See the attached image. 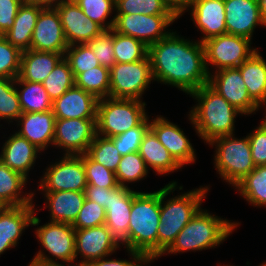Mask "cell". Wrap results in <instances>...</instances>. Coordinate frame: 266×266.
<instances>
[{"label": "cell", "instance_id": "58", "mask_svg": "<svg viewBox=\"0 0 266 266\" xmlns=\"http://www.w3.org/2000/svg\"><path fill=\"white\" fill-rule=\"evenodd\" d=\"M258 266H266V262H263L262 264H260Z\"/></svg>", "mask_w": 266, "mask_h": 266}, {"label": "cell", "instance_id": "4", "mask_svg": "<svg viewBox=\"0 0 266 266\" xmlns=\"http://www.w3.org/2000/svg\"><path fill=\"white\" fill-rule=\"evenodd\" d=\"M238 225L239 222L218 217L201 208L162 255L215 248L227 240Z\"/></svg>", "mask_w": 266, "mask_h": 266}, {"label": "cell", "instance_id": "45", "mask_svg": "<svg viewBox=\"0 0 266 266\" xmlns=\"http://www.w3.org/2000/svg\"><path fill=\"white\" fill-rule=\"evenodd\" d=\"M87 184L103 188H116L118 185L115 173L100 163L93 161L86 153L83 154Z\"/></svg>", "mask_w": 266, "mask_h": 266}, {"label": "cell", "instance_id": "27", "mask_svg": "<svg viewBox=\"0 0 266 266\" xmlns=\"http://www.w3.org/2000/svg\"><path fill=\"white\" fill-rule=\"evenodd\" d=\"M45 207L50 211V222L72 224L81 210L85 198L84 192L56 191L44 192ZM48 204V206H47Z\"/></svg>", "mask_w": 266, "mask_h": 266}, {"label": "cell", "instance_id": "43", "mask_svg": "<svg viewBox=\"0 0 266 266\" xmlns=\"http://www.w3.org/2000/svg\"><path fill=\"white\" fill-rule=\"evenodd\" d=\"M21 54L22 51L0 35V78L16 79L19 76Z\"/></svg>", "mask_w": 266, "mask_h": 266}, {"label": "cell", "instance_id": "33", "mask_svg": "<svg viewBox=\"0 0 266 266\" xmlns=\"http://www.w3.org/2000/svg\"><path fill=\"white\" fill-rule=\"evenodd\" d=\"M234 188L252 206H266V165L256 166Z\"/></svg>", "mask_w": 266, "mask_h": 266}, {"label": "cell", "instance_id": "8", "mask_svg": "<svg viewBox=\"0 0 266 266\" xmlns=\"http://www.w3.org/2000/svg\"><path fill=\"white\" fill-rule=\"evenodd\" d=\"M35 214L36 212L32 218L31 226H37L35 234L45 251L42 249L38 251L32 260L43 264H73L76 260V254L75 229L72 225L69 223L48 222L38 227L41 220ZM46 251L52 256L46 254ZM58 260H61L62 263H59Z\"/></svg>", "mask_w": 266, "mask_h": 266}, {"label": "cell", "instance_id": "54", "mask_svg": "<svg viewBox=\"0 0 266 266\" xmlns=\"http://www.w3.org/2000/svg\"><path fill=\"white\" fill-rule=\"evenodd\" d=\"M257 2H258L261 18H262L264 28H265L266 27V0H257Z\"/></svg>", "mask_w": 266, "mask_h": 266}, {"label": "cell", "instance_id": "22", "mask_svg": "<svg viewBox=\"0 0 266 266\" xmlns=\"http://www.w3.org/2000/svg\"><path fill=\"white\" fill-rule=\"evenodd\" d=\"M24 206L0 207V255L19 244L24 230L31 225L36 208Z\"/></svg>", "mask_w": 266, "mask_h": 266}, {"label": "cell", "instance_id": "50", "mask_svg": "<svg viewBox=\"0 0 266 266\" xmlns=\"http://www.w3.org/2000/svg\"><path fill=\"white\" fill-rule=\"evenodd\" d=\"M127 252L133 260L108 259L107 256V258L102 257L92 260L84 266H141L143 261L147 258L143 253L135 250L127 249Z\"/></svg>", "mask_w": 266, "mask_h": 266}, {"label": "cell", "instance_id": "55", "mask_svg": "<svg viewBox=\"0 0 266 266\" xmlns=\"http://www.w3.org/2000/svg\"><path fill=\"white\" fill-rule=\"evenodd\" d=\"M28 266H65L64 264H43L34 260H31ZM68 266H74V265H68ZM75 266H84L80 264H76Z\"/></svg>", "mask_w": 266, "mask_h": 266}, {"label": "cell", "instance_id": "29", "mask_svg": "<svg viewBox=\"0 0 266 266\" xmlns=\"http://www.w3.org/2000/svg\"><path fill=\"white\" fill-rule=\"evenodd\" d=\"M64 57L61 53L40 52L29 49L22 52L19 78L42 83Z\"/></svg>", "mask_w": 266, "mask_h": 266}, {"label": "cell", "instance_id": "14", "mask_svg": "<svg viewBox=\"0 0 266 266\" xmlns=\"http://www.w3.org/2000/svg\"><path fill=\"white\" fill-rule=\"evenodd\" d=\"M208 85L242 115L254 114L260 106L250 97L238 68H225L209 74Z\"/></svg>", "mask_w": 266, "mask_h": 266}, {"label": "cell", "instance_id": "38", "mask_svg": "<svg viewBox=\"0 0 266 266\" xmlns=\"http://www.w3.org/2000/svg\"><path fill=\"white\" fill-rule=\"evenodd\" d=\"M86 154L95 162L100 163L112 172H116L122 156L116 149L114 142L107 137L95 135Z\"/></svg>", "mask_w": 266, "mask_h": 266}, {"label": "cell", "instance_id": "52", "mask_svg": "<svg viewBox=\"0 0 266 266\" xmlns=\"http://www.w3.org/2000/svg\"><path fill=\"white\" fill-rule=\"evenodd\" d=\"M167 5L180 16L189 6L191 0H164Z\"/></svg>", "mask_w": 266, "mask_h": 266}, {"label": "cell", "instance_id": "57", "mask_svg": "<svg viewBox=\"0 0 266 266\" xmlns=\"http://www.w3.org/2000/svg\"><path fill=\"white\" fill-rule=\"evenodd\" d=\"M266 112V111H265ZM266 115V114H265ZM264 124H265V126H266V116L264 117V119H263V121H262Z\"/></svg>", "mask_w": 266, "mask_h": 266}, {"label": "cell", "instance_id": "13", "mask_svg": "<svg viewBox=\"0 0 266 266\" xmlns=\"http://www.w3.org/2000/svg\"><path fill=\"white\" fill-rule=\"evenodd\" d=\"M96 135V118L56 119L53 146L64 155H82Z\"/></svg>", "mask_w": 266, "mask_h": 266}, {"label": "cell", "instance_id": "6", "mask_svg": "<svg viewBox=\"0 0 266 266\" xmlns=\"http://www.w3.org/2000/svg\"><path fill=\"white\" fill-rule=\"evenodd\" d=\"M142 100L106 97L98 100L96 134L112 138L139 126L147 117Z\"/></svg>", "mask_w": 266, "mask_h": 266}, {"label": "cell", "instance_id": "17", "mask_svg": "<svg viewBox=\"0 0 266 266\" xmlns=\"http://www.w3.org/2000/svg\"><path fill=\"white\" fill-rule=\"evenodd\" d=\"M133 201V190L124 186L109 188V200L105 207L106 220L112 237L128 249V226Z\"/></svg>", "mask_w": 266, "mask_h": 266}, {"label": "cell", "instance_id": "11", "mask_svg": "<svg viewBox=\"0 0 266 266\" xmlns=\"http://www.w3.org/2000/svg\"><path fill=\"white\" fill-rule=\"evenodd\" d=\"M45 170L38 185L40 191H85L87 181L83 154L63 155L59 161L51 163Z\"/></svg>", "mask_w": 266, "mask_h": 266}, {"label": "cell", "instance_id": "21", "mask_svg": "<svg viewBox=\"0 0 266 266\" xmlns=\"http://www.w3.org/2000/svg\"><path fill=\"white\" fill-rule=\"evenodd\" d=\"M190 11L193 23L202 32L200 42L227 33L224 0H191L186 10Z\"/></svg>", "mask_w": 266, "mask_h": 266}, {"label": "cell", "instance_id": "30", "mask_svg": "<svg viewBox=\"0 0 266 266\" xmlns=\"http://www.w3.org/2000/svg\"><path fill=\"white\" fill-rule=\"evenodd\" d=\"M27 182L28 179L21 173L12 170L0 160V206H24L32 204L35 194L33 192L24 193L22 191Z\"/></svg>", "mask_w": 266, "mask_h": 266}, {"label": "cell", "instance_id": "44", "mask_svg": "<svg viewBox=\"0 0 266 266\" xmlns=\"http://www.w3.org/2000/svg\"><path fill=\"white\" fill-rule=\"evenodd\" d=\"M150 128L149 116L137 127H133L118 136L110 138L121 156L139 152L144 134Z\"/></svg>", "mask_w": 266, "mask_h": 266}, {"label": "cell", "instance_id": "16", "mask_svg": "<svg viewBox=\"0 0 266 266\" xmlns=\"http://www.w3.org/2000/svg\"><path fill=\"white\" fill-rule=\"evenodd\" d=\"M54 8L59 14L69 46L88 43L104 30L89 19L74 0L64 1Z\"/></svg>", "mask_w": 266, "mask_h": 266}, {"label": "cell", "instance_id": "24", "mask_svg": "<svg viewBox=\"0 0 266 266\" xmlns=\"http://www.w3.org/2000/svg\"><path fill=\"white\" fill-rule=\"evenodd\" d=\"M98 99L76 86L53 101L56 119L96 118Z\"/></svg>", "mask_w": 266, "mask_h": 266}, {"label": "cell", "instance_id": "23", "mask_svg": "<svg viewBox=\"0 0 266 266\" xmlns=\"http://www.w3.org/2000/svg\"><path fill=\"white\" fill-rule=\"evenodd\" d=\"M55 121L56 117L52 110L22 113L16 122L20 129L15 132L26 138L42 152L47 150L48 146H53Z\"/></svg>", "mask_w": 266, "mask_h": 266}, {"label": "cell", "instance_id": "49", "mask_svg": "<svg viewBox=\"0 0 266 266\" xmlns=\"http://www.w3.org/2000/svg\"><path fill=\"white\" fill-rule=\"evenodd\" d=\"M25 0H0V35H4L14 24L19 7Z\"/></svg>", "mask_w": 266, "mask_h": 266}, {"label": "cell", "instance_id": "7", "mask_svg": "<svg viewBox=\"0 0 266 266\" xmlns=\"http://www.w3.org/2000/svg\"><path fill=\"white\" fill-rule=\"evenodd\" d=\"M235 134L214 138L208 144L216 146L214 166L217 173L227 184L235 186L256 166L252 160L248 135L236 138Z\"/></svg>", "mask_w": 266, "mask_h": 266}, {"label": "cell", "instance_id": "9", "mask_svg": "<svg viewBox=\"0 0 266 266\" xmlns=\"http://www.w3.org/2000/svg\"><path fill=\"white\" fill-rule=\"evenodd\" d=\"M109 97L142 100L153 79L149 56L132 63H115L110 68Z\"/></svg>", "mask_w": 266, "mask_h": 266}, {"label": "cell", "instance_id": "47", "mask_svg": "<svg viewBox=\"0 0 266 266\" xmlns=\"http://www.w3.org/2000/svg\"><path fill=\"white\" fill-rule=\"evenodd\" d=\"M101 66L112 68L116 63L113 50V29L103 30L87 43Z\"/></svg>", "mask_w": 266, "mask_h": 266}, {"label": "cell", "instance_id": "56", "mask_svg": "<svg viewBox=\"0 0 266 266\" xmlns=\"http://www.w3.org/2000/svg\"><path fill=\"white\" fill-rule=\"evenodd\" d=\"M158 259V257H147L144 261H143V263H142V265L141 266H146L147 264H149V263H151V262H154L153 260H157Z\"/></svg>", "mask_w": 266, "mask_h": 266}, {"label": "cell", "instance_id": "28", "mask_svg": "<svg viewBox=\"0 0 266 266\" xmlns=\"http://www.w3.org/2000/svg\"><path fill=\"white\" fill-rule=\"evenodd\" d=\"M148 170L155 174L165 175L181 169L182 166L172 157L168 150L159 142L155 133L149 128L144 134L139 148Z\"/></svg>", "mask_w": 266, "mask_h": 266}, {"label": "cell", "instance_id": "1", "mask_svg": "<svg viewBox=\"0 0 266 266\" xmlns=\"http://www.w3.org/2000/svg\"><path fill=\"white\" fill-rule=\"evenodd\" d=\"M154 81L178 88L189 95L208 84L204 45L170 32L148 46Z\"/></svg>", "mask_w": 266, "mask_h": 266}, {"label": "cell", "instance_id": "36", "mask_svg": "<svg viewBox=\"0 0 266 266\" xmlns=\"http://www.w3.org/2000/svg\"><path fill=\"white\" fill-rule=\"evenodd\" d=\"M42 84L52 101L61 97L68 89L75 86V77L64 57L57 63Z\"/></svg>", "mask_w": 266, "mask_h": 266}, {"label": "cell", "instance_id": "10", "mask_svg": "<svg viewBox=\"0 0 266 266\" xmlns=\"http://www.w3.org/2000/svg\"><path fill=\"white\" fill-rule=\"evenodd\" d=\"M252 41L233 34H221L203 42L205 50V66L211 74L209 66L215 71L225 68H238L258 49L251 47Z\"/></svg>", "mask_w": 266, "mask_h": 266}, {"label": "cell", "instance_id": "15", "mask_svg": "<svg viewBox=\"0 0 266 266\" xmlns=\"http://www.w3.org/2000/svg\"><path fill=\"white\" fill-rule=\"evenodd\" d=\"M68 46L57 10L44 7L37 17L30 49L64 55Z\"/></svg>", "mask_w": 266, "mask_h": 266}, {"label": "cell", "instance_id": "19", "mask_svg": "<svg viewBox=\"0 0 266 266\" xmlns=\"http://www.w3.org/2000/svg\"><path fill=\"white\" fill-rule=\"evenodd\" d=\"M150 129L172 157L183 167L196 162L195 149L184 131L162 115L150 120Z\"/></svg>", "mask_w": 266, "mask_h": 266}, {"label": "cell", "instance_id": "41", "mask_svg": "<svg viewBox=\"0 0 266 266\" xmlns=\"http://www.w3.org/2000/svg\"><path fill=\"white\" fill-rule=\"evenodd\" d=\"M84 14L92 21L99 24L104 30L113 29L115 16L107 21L115 11V0H74Z\"/></svg>", "mask_w": 266, "mask_h": 266}, {"label": "cell", "instance_id": "32", "mask_svg": "<svg viewBox=\"0 0 266 266\" xmlns=\"http://www.w3.org/2000/svg\"><path fill=\"white\" fill-rule=\"evenodd\" d=\"M15 85H17L16 91L22 113L47 112L52 110L53 101L48 96L42 83L24 81L17 77L15 79Z\"/></svg>", "mask_w": 266, "mask_h": 266}, {"label": "cell", "instance_id": "51", "mask_svg": "<svg viewBox=\"0 0 266 266\" xmlns=\"http://www.w3.org/2000/svg\"><path fill=\"white\" fill-rule=\"evenodd\" d=\"M84 193L86 199L96 202L104 208L107 206L109 200V189L87 184Z\"/></svg>", "mask_w": 266, "mask_h": 266}, {"label": "cell", "instance_id": "42", "mask_svg": "<svg viewBox=\"0 0 266 266\" xmlns=\"http://www.w3.org/2000/svg\"><path fill=\"white\" fill-rule=\"evenodd\" d=\"M64 58L69 63L72 74L75 78L80 73L100 66L99 61L87 43L68 46L65 51Z\"/></svg>", "mask_w": 266, "mask_h": 266}, {"label": "cell", "instance_id": "40", "mask_svg": "<svg viewBox=\"0 0 266 266\" xmlns=\"http://www.w3.org/2000/svg\"><path fill=\"white\" fill-rule=\"evenodd\" d=\"M22 114L15 79L0 78V120H7L8 124L15 122Z\"/></svg>", "mask_w": 266, "mask_h": 266}, {"label": "cell", "instance_id": "34", "mask_svg": "<svg viewBox=\"0 0 266 266\" xmlns=\"http://www.w3.org/2000/svg\"><path fill=\"white\" fill-rule=\"evenodd\" d=\"M110 69L97 66L80 73L75 78V86L93 94L98 100L109 97Z\"/></svg>", "mask_w": 266, "mask_h": 266}, {"label": "cell", "instance_id": "20", "mask_svg": "<svg viewBox=\"0 0 266 266\" xmlns=\"http://www.w3.org/2000/svg\"><path fill=\"white\" fill-rule=\"evenodd\" d=\"M228 34L252 40L256 26H264L257 0H224Z\"/></svg>", "mask_w": 266, "mask_h": 266}, {"label": "cell", "instance_id": "53", "mask_svg": "<svg viewBox=\"0 0 266 266\" xmlns=\"http://www.w3.org/2000/svg\"><path fill=\"white\" fill-rule=\"evenodd\" d=\"M43 7H56L64 1L69 0H28Z\"/></svg>", "mask_w": 266, "mask_h": 266}, {"label": "cell", "instance_id": "46", "mask_svg": "<svg viewBox=\"0 0 266 266\" xmlns=\"http://www.w3.org/2000/svg\"><path fill=\"white\" fill-rule=\"evenodd\" d=\"M106 212L103 206L85 199L76 220L71 224L74 229H86L105 224Z\"/></svg>", "mask_w": 266, "mask_h": 266}, {"label": "cell", "instance_id": "5", "mask_svg": "<svg viewBox=\"0 0 266 266\" xmlns=\"http://www.w3.org/2000/svg\"><path fill=\"white\" fill-rule=\"evenodd\" d=\"M160 218V190L137 192L133 201L128 226V249L157 257V235Z\"/></svg>", "mask_w": 266, "mask_h": 266}, {"label": "cell", "instance_id": "3", "mask_svg": "<svg viewBox=\"0 0 266 266\" xmlns=\"http://www.w3.org/2000/svg\"><path fill=\"white\" fill-rule=\"evenodd\" d=\"M196 104L191 107L189 121L197 135L206 144L216 137L234 134L235 119L242 115L224 97L213 90L208 84L201 86L189 94ZM198 102V103H197Z\"/></svg>", "mask_w": 266, "mask_h": 266}, {"label": "cell", "instance_id": "18", "mask_svg": "<svg viewBox=\"0 0 266 266\" xmlns=\"http://www.w3.org/2000/svg\"><path fill=\"white\" fill-rule=\"evenodd\" d=\"M120 246L105 224L75 229V254L77 259L79 255L81 257V262L77 264L85 265L92 260L110 256Z\"/></svg>", "mask_w": 266, "mask_h": 266}, {"label": "cell", "instance_id": "12", "mask_svg": "<svg viewBox=\"0 0 266 266\" xmlns=\"http://www.w3.org/2000/svg\"><path fill=\"white\" fill-rule=\"evenodd\" d=\"M114 16V31L141 40L147 46L165 38L172 31L168 30V27L180 18L178 15L116 14Z\"/></svg>", "mask_w": 266, "mask_h": 266}, {"label": "cell", "instance_id": "26", "mask_svg": "<svg viewBox=\"0 0 266 266\" xmlns=\"http://www.w3.org/2000/svg\"><path fill=\"white\" fill-rule=\"evenodd\" d=\"M43 8L25 0L18 9L13 26L2 36L20 51L29 50L37 17Z\"/></svg>", "mask_w": 266, "mask_h": 266}, {"label": "cell", "instance_id": "48", "mask_svg": "<svg viewBox=\"0 0 266 266\" xmlns=\"http://www.w3.org/2000/svg\"><path fill=\"white\" fill-rule=\"evenodd\" d=\"M252 160L255 166L266 165V126L263 122L248 134Z\"/></svg>", "mask_w": 266, "mask_h": 266}, {"label": "cell", "instance_id": "35", "mask_svg": "<svg viewBox=\"0 0 266 266\" xmlns=\"http://www.w3.org/2000/svg\"><path fill=\"white\" fill-rule=\"evenodd\" d=\"M113 50L116 63H132L148 56V46L134 37L113 30Z\"/></svg>", "mask_w": 266, "mask_h": 266}, {"label": "cell", "instance_id": "59", "mask_svg": "<svg viewBox=\"0 0 266 266\" xmlns=\"http://www.w3.org/2000/svg\"><path fill=\"white\" fill-rule=\"evenodd\" d=\"M219 266H233V265H225V264L224 265H221V264H219Z\"/></svg>", "mask_w": 266, "mask_h": 266}, {"label": "cell", "instance_id": "25", "mask_svg": "<svg viewBox=\"0 0 266 266\" xmlns=\"http://www.w3.org/2000/svg\"><path fill=\"white\" fill-rule=\"evenodd\" d=\"M1 148L0 160L12 170L21 173L25 178L29 179V172L34 167L33 165L38 158L37 155L41 153V150L16 132H13L5 140Z\"/></svg>", "mask_w": 266, "mask_h": 266}, {"label": "cell", "instance_id": "39", "mask_svg": "<svg viewBox=\"0 0 266 266\" xmlns=\"http://www.w3.org/2000/svg\"><path fill=\"white\" fill-rule=\"evenodd\" d=\"M116 14L177 15L164 0H115Z\"/></svg>", "mask_w": 266, "mask_h": 266}, {"label": "cell", "instance_id": "31", "mask_svg": "<svg viewBox=\"0 0 266 266\" xmlns=\"http://www.w3.org/2000/svg\"><path fill=\"white\" fill-rule=\"evenodd\" d=\"M238 69L241 72L250 97L260 107H266V59L257 50Z\"/></svg>", "mask_w": 266, "mask_h": 266}, {"label": "cell", "instance_id": "2", "mask_svg": "<svg viewBox=\"0 0 266 266\" xmlns=\"http://www.w3.org/2000/svg\"><path fill=\"white\" fill-rule=\"evenodd\" d=\"M182 190L177 181L169 182L160 188V218L157 235V257L162 254L175 241L178 233L202 208L201 204L207 195L209 186H200L183 194L168 198L176 189ZM167 199V201H165Z\"/></svg>", "mask_w": 266, "mask_h": 266}, {"label": "cell", "instance_id": "37", "mask_svg": "<svg viewBox=\"0 0 266 266\" xmlns=\"http://www.w3.org/2000/svg\"><path fill=\"white\" fill-rule=\"evenodd\" d=\"M148 172L149 170L139 152H132L122 156L115 176L119 186L130 188L127 183L141 181L148 176Z\"/></svg>", "mask_w": 266, "mask_h": 266}]
</instances>
